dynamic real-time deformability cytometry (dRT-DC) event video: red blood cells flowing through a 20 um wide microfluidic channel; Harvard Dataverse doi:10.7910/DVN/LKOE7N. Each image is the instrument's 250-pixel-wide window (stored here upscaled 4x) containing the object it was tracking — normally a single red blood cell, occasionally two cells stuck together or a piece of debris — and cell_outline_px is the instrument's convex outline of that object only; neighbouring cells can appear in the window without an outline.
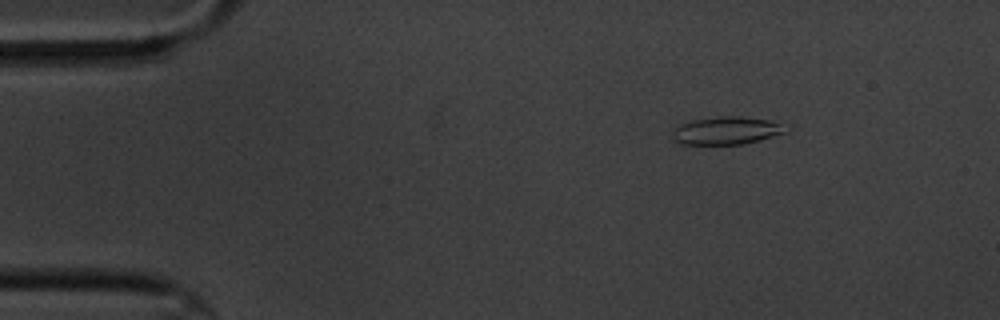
{"species": "common noctule bat (a hibernating species)", "species_latin": "Nyctalus noctula", "temperature_condition": "cold", "stored_images_in_passage": 7, "camera_frame_rate_fps": 3000, "um_per_image_px": 0.085, "animal": {"sex": "male", "body_mass_g": 20.1, "forearm_length_mm": 53.5}, "frame": {"image": 1, "passage_image": 1, "time_ms": 0.0, "image_size_px": [1000, 320], "cell_outline_px": [[792, 124], [788, 132], [760, 140], [744, 144], [680, 144], [672, 140], [672, 132], [680, 124], [692, 120], [720, 116], [740, 116], [768, 120]], "centroid_in_image_um": [61.84, 11.09], "position_along_channel_um": 23.2, "area_um2": 18.79}}
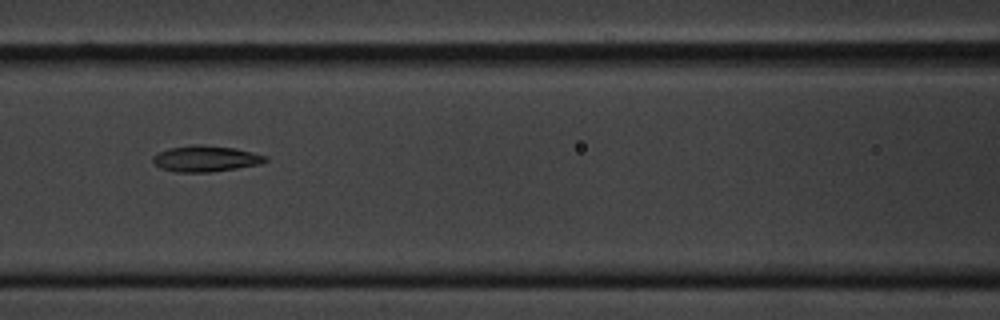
{"frame": {"image": 2, "passage_image": 6, "time_ms": 5.667, "image_size_px": [1000, 320], "cell_outline_px": [[268, 160], [260, 164], [236, 168], [208, 172], [176, 172], [160, 168], [152, 160], [152, 156], [168, 148], [192, 144], [204, 144], [236, 148], [268, 156]], "centroid_in_image_um": [17.48, 13.47], "position_along_channel_um": 149.1, "area_um2": 17.17}}
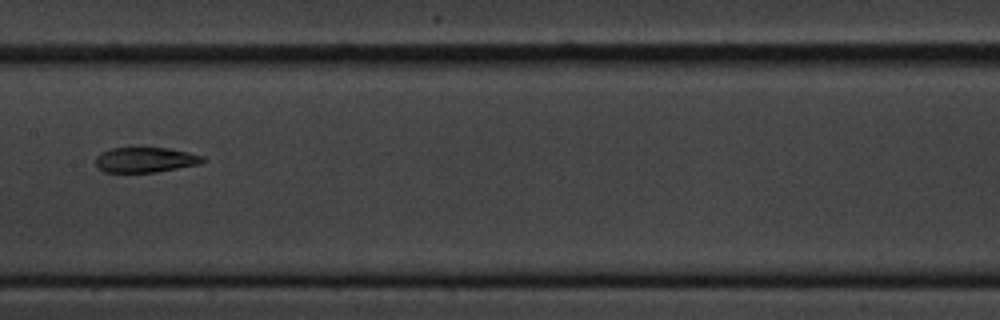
{"frame": {"image": 3, "passage_image": 7, "time_ms": 7.0, "image_size_px": [1000, 320], "cell_outline_px": [[204, 160], [200, 164], [156, 172], [104, 172], [96, 168], [96, 156], [100, 152], [112, 148], [168, 148], [188, 152], [204, 156]], "centroid_in_image_um": [12.32, 13.59], "position_along_channel_um": 195.1, "area_um2": 15.72}}